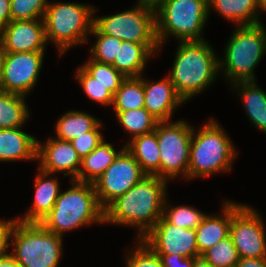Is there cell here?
Returning <instances> with one entry per match:
<instances>
[{
  "label": "cell",
  "instance_id": "6da1fadb",
  "mask_svg": "<svg viewBox=\"0 0 266 267\" xmlns=\"http://www.w3.org/2000/svg\"><path fill=\"white\" fill-rule=\"evenodd\" d=\"M166 179L145 176L126 193L104 208V223L133 225L141 239L162 217L166 200Z\"/></svg>",
  "mask_w": 266,
  "mask_h": 267
},
{
  "label": "cell",
  "instance_id": "7a4b0ae2",
  "mask_svg": "<svg viewBox=\"0 0 266 267\" xmlns=\"http://www.w3.org/2000/svg\"><path fill=\"white\" fill-rule=\"evenodd\" d=\"M214 52L205 40L180 41L169 78L184 102L215 80L219 59Z\"/></svg>",
  "mask_w": 266,
  "mask_h": 267
},
{
  "label": "cell",
  "instance_id": "3957f363",
  "mask_svg": "<svg viewBox=\"0 0 266 267\" xmlns=\"http://www.w3.org/2000/svg\"><path fill=\"white\" fill-rule=\"evenodd\" d=\"M71 182L73 187L59 193L54 207L40 223L59 236L91 223H104V209L98 203L94 184Z\"/></svg>",
  "mask_w": 266,
  "mask_h": 267
},
{
  "label": "cell",
  "instance_id": "277c9868",
  "mask_svg": "<svg viewBox=\"0 0 266 267\" xmlns=\"http://www.w3.org/2000/svg\"><path fill=\"white\" fill-rule=\"evenodd\" d=\"M194 131L190 142L188 180L230 171L237 154L232 141L216 120L210 119L197 133Z\"/></svg>",
  "mask_w": 266,
  "mask_h": 267
},
{
  "label": "cell",
  "instance_id": "5b68a950",
  "mask_svg": "<svg viewBox=\"0 0 266 267\" xmlns=\"http://www.w3.org/2000/svg\"><path fill=\"white\" fill-rule=\"evenodd\" d=\"M156 37L160 47L169 35L180 41H201L209 16L208 0H161L155 7Z\"/></svg>",
  "mask_w": 266,
  "mask_h": 267
},
{
  "label": "cell",
  "instance_id": "8992f818",
  "mask_svg": "<svg viewBox=\"0 0 266 267\" xmlns=\"http://www.w3.org/2000/svg\"><path fill=\"white\" fill-rule=\"evenodd\" d=\"M13 237V238H12ZM62 237L46 230L40 223L10 220V254L20 267H57L62 256Z\"/></svg>",
  "mask_w": 266,
  "mask_h": 267
},
{
  "label": "cell",
  "instance_id": "52a82bcc",
  "mask_svg": "<svg viewBox=\"0 0 266 267\" xmlns=\"http://www.w3.org/2000/svg\"><path fill=\"white\" fill-rule=\"evenodd\" d=\"M95 11L94 7L85 4L49 3L44 16L47 42L53 41L60 55L73 45L88 42Z\"/></svg>",
  "mask_w": 266,
  "mask_h": 267
},
{
  "label": "cell",
  "instance_id": "ba28073f",
  "mask_svg": "<svg viewBox=\"0 0 266 267\" xmlns=\"http://www.w3.org/2000/svg\"><path fill=\"white\" fill-rule=\"evenodd\" d=\"M265 51L266 31L262 23L237 26L226 45L224 60H219V71L225 70L233 84L255 81L254 69Z\"/></svg>",
  "mask_w": 266,
  "mask_h": 267
},
{
  "label": "cell",
  "instance_id": "9c48e42d",
  "mask_svg": "<svg viewBox=\"0 0 266 267\" xmlns=\"http://www.w3.org/2000/svg\"><path fill=\"white\" fill-rule=\"evenodd\" d=\"M154 132L160 151V178L175 179L182 173L187 180L193 127L181 120L163 121Z\"/></svg>",
  "mask_w": 266,
  "mask_h": 267
},
{
  "label": "cell",
  "instance_id": "30bf717a",
  "mask_svg": "<svg viewBox=\"0 0 266 267\" xmlns=\"http://www.w3.org/2000/svg\"><path fill=\"white\" fill-rule=\"evenodd\" d=\"M94 25L108 36L142 45H159L156 37L155 8L138 3L131 10L94 18Z\"/></svg>",
  "mask_w": 266,
  "mask_h": 267
},
{
  "label": "cell",
  "instance_id": "8fae6325",
  "mask_svg": "<svg viewBox=\"0 0 266 267\" xmlns=\"http://www.w3.org/2000/svg\"><path fill=\"white\" fill-rule=\"evenodd\" d=\"M230 237L239 258H266V234L261 216L248 205L232 203Z\"/></svg>",
  "mask_w": 266,
  "mask_h": 267
},
{
  "label": "cell",
  "instance_id": "7c38bea8",
  "mask_svg": "<svg viewBox=\"0 0 266 267\" xmlns=\"http://www.w3.org/2000/svg\"><path fill=\"white\" fill-rule=\"evenodd\" d=\"M147 176L134 157L124 148L94 183L98 203L104 209L118 196Z\"/></svg>",
  "mask_w": 266,
  "mask_h": 267
},
{
  "label": "cell",
  "instance_id": "4fadbf2b",
  "mask_svg": "<svg viewBox=\"0 0 266 267\" xmlns=\"http://www.w3.org/2000/svg\"><path fill=\"white\" fill-rule=\"evenodd\" d=\"M44 52L5 53L0 90L26 96L38 80Z\"/></svg>",
  "mask_w": 266,
  "mask_h": 267
},
{
  "label": "cell",
  "instance_id": "5bb4252c",
  "mask_svg": "<svg viewBox=\"0 0 266 267\" xmlns=\"http://www.w3.org/2000/svg\"><path fill=\"white\" fill-rule=\"evenodd\" d=\"M141 240L157 255L178 254L184 258L201 257L198 252L196 230L173 225L163 217Z\"/></svg>",
  "mask_w": 266,
  "mask_h": 267
},
{
  "label": "cell",
  "instance_id": "9a60e30c",
  "mask_svg": "<svg viewBox=\"0 0 266 267\" xmlns=\"http://www.w3.org/2000/svg\"><path fill=\"white\" fill-rule=\"evenodd\" d=\"M5 53L45 52L44 19L10 21L0 32Z\"/></svg>",
  "mask_w": 266,
  "mask_h": 267
},
{
  "label": "cell",
  "instance_id": "2e32d148",
  "mask_svg": "<svg viewBox=\"0 0 266 267\" xmlns=\"http://www.w3.org/2000/svg\"><path fill=\"white\" fill-rule=\"evenodd\" d=\"M47 141L42 144L37 140V160H40L39 169L49 175L56 172H64V176H71V181H77L81 158L72 143L56 137Z\"/></svg>",
  "mask_w": 266,
  "mask_h": 267
},
{
  "label": "cell",
  "instance_id": "e0dca14e",
  "mask_svg": "<svg viewBox=\"0 0 266 267\" xmlns=\"http://www.w3.org/2000/svg\"><path fill=\"white\" fill-rule=\"evenodd\" d=\"M143 79L144 108L159 122L170 121L172 113L184 100L176 92L169 76L156 83Z\"/></svg>",
  "mask_w": 266,
  "mask_h": 267
},
{
  "label": "cell",
  "instance_id": "ac0fdd59",
  "mask_svg": "<svg viewBox=\"0 0 266 267\" xmlns=\"http://www.w3.org/2000/svg\"><path fill=\"white\" fill-rule=\"evenodd\" d=\"M159 50V45H142L118 39V52L112 65L126 78L140 77L148 58Z\"/></svg>",
  "mask_w": 266,
  "mask_h": 267
},
{
  "label": "cell",
  "instance_id": "d6986e66",
  "mask_svg": "<svg viewBox=\"0 0 266 267\" xmlns=\"http://www.w3.org/2000/svg\"><path fill=\"white\" fill-rule=\"evenodd\" d=\"M49 174L39 169V174L36 176L35 181V195L34 202L27 214L23 218L16 220L23 223H41L43 219L50 213L55 205L60 188L59 182L55 178L46 179Z\"/></svg>",
  "mask_w": 266,
  "mask_h": 267
},
{
  "label": "cell",
  "instance_id": "ffe728a7",
  "mask_svg": "<svg viewBox=\"0 0 266 267\" xmlns=\"http://www.w3.org/2000/svg\"><path fill=\"white\" fill-rule=\"evenodd\" d=\"M223 214H206L196 230V241L198 252L201 256L206 250L213 247L222 239L230 234V225L232 218V202L224 201ZM222 215H224L222 217Z\"/></svg>",
  "mask_w": 266,
  "mask_h": 267
},
{
  "label": "cell",
  "instance_id": "44dd1931",
  "mask_svg": "<svg viewBox=\"0 0 266 267\" xmlns=\"http://www.w3.org/2000/svg\"><path fill=\"white\" fill-rule=\"evenodd\" d=\"M22 159H37V139L21 131V127L0 129V161Z\"/></svg>",
  "mask_w": 266,
  "mask_h": 267
},
{
  "label": "cell",
  "instance_id": "7402d4cb",
  "mask_svg": "<svg viewBox=\"0 0 266 267\" xmlns=\"http://www.w3.org/2000/svg\"><path fill=\"white\" fill-rule=\"evenodd\" d=\"M124 147L146 175L160 178V151L155 132L137 136L128 141Z\"/></svg>",
  "mask_w": 266,
  "mask_h": 267
},
{
  "label": "cell",
  "instance_id": "603a6c76",
  "mask_svg": "<svg viewBox=\"0 0 266 267\" xmlns=\"http://www.w3.org/2000/svg\"><path fill=\"white\" fill-rule=\"evenodd\" d=\"M124 148L115 151L112 144L103 140L89 155L81 160L77 181L94 184Z\"/></svg>",
  "mask_w": 266,
  "mask_h": 267
},
{
  "label": "cell",
  "instance_id": "cb8c5ba5",
  "mask_svg": "<svg viewBox=\"0 0 266 267\" xmlns=\"http://www.w3.org/2000/svg\"><path fill=\"white\" fill-rule=\"evenodd\" d=\"M217 10L221 16L238 26L260 24L259 0H208V10Z\"/></svg>",
  "mask_w": 266,
  "mask_h": 267
},
{
  "label": "cell",
  "instance_id": "d4e9b609",
  "mask_svg": "<svg viewBox=\"0 0 266 267\" xmlns=\"http://www.w3.org/2000/svg\"><path fill=\"white\" fill-rule=\"evenodd\" d=\"M233 86L239 89L238 94L241 93L245 111L252 124L266 133V93L255 81H240Z\"/></svg>",
  "mask_w": 266,
  "mask_h": 267
},
{
  "label": "cell",
  "instance_id": "484cf974",
  "mask_svg": "<svg viewBox=\"0 0 266 267\" xmlns=\"http://www.w3.org/2000/svg\"><path fill=\"white\" fill-rule=\"evenodd\" d=\"M100 121L94 116L76 110L64 113L56 123V137L66 141L80 137L82 134L92 131Z\"/></svg>",
  "mask_w": 266,
  "mask_h": 267
},
{
  "label": "cell",
  "instance_id": "4316f807",
  "mask_svg": "<svg viewBox=\"0 0 266 267\" xmlns=\"http://www.w3.org/2000/svg\"><path fill=\"white\" fill-rule=\"evenodd\" d=\"M25 96L0 90V129L22 127L29 117Z\"/></svg>",
  "mask_w": 266,
  "mask_h": 267
},
{
  "label": "cell",
  "instance_id": "83f0119b",
  "mask_svg": "<svg viewBox=\"0 0 266 267\" xmlns=\"http://www.w3.org/2000/svg\"><path fill=\"white\" fill-rule=\"evenodd\" d=\"M112 105L115 111H127L143 108V76L127 77L113 95Z\"/></svg>",
  "mask_w": 266,
  "mask_h": 267
},
{
  "label": "cell",
  "instance_id": "f1b7e54d",
  "mask_svg": "<svg viewBox=\"0 0 266 267\" xmlns=\"http://www.w3.org/2000/svg\"><path fill=\"white\" fill-rule=\"evenodd\" d=\"M115 113L121 126L132 134L131 139L154 132L159 122L144 107L127 111H115Z\"/></svg>",
  "mask_w": 266,
  "mask_h": 267
},
{
  "label": "cell",
  "instance_id": "f546056e",
  "mask_svg": "<svg viewBox=\"0 0 266 267\" xmlns=\"http://www.w3.org/2000/svg\"><path fill=\"white\" fill-rule=\"evenodd\" d=\"M81 67L94 79L96 82L105 86L113 95L116 93L126 77L120 73L113 65L101 63L90 59Z\"/></svg>",
  "mask_w": 266,
  "mask_h": 267
},
{
  "label": "cell",
  "instance_id": "4dcf8cb0",
  "mask_svg": "<svg viewBox=\"0 0 266 267\" xmlns=\"http://www.w3.org/2000/svg\"><path fill=\"white\" fill-rule=\"evenodd\" d=\"M201 258L213 267H236L239 255L229 235L206 250Z\"/></svg>",
  "mask_w": 266,
  "mask_h": 267
},
{
  "label": "cell",
  "instance_id": "1f68e13d",
  "mask_svg": "<svg viewBox=\"0 0 266 267\" xmlns=\"http://www.w3.org/2000/svg\"><path fill=\"white\" fill-rule=\"evenodd\" d=\"M206 214L188 206H168L165 200L162 217L173 225L185 229H196Z\"/></svg>",
  "mask_w": 266,
  "mask_h": 267
},
{
  "label": "cell",
  "instance_id": "d6a6232c",
  "mask_svg": "<svg viewBox=\"0 0 266 267\" xmlns=\"http://www.w3.org/2000/svg\"><path fill=\"white\" fill-rule=\"evenodd\" d=\"M91 33L97 37L90 50L91 59L112 65L118 52V38L103 34L95 25Z\"/></svg>",
  "mask_w": 266,
  "mask_h": 267
},
{
  "label": "cell",
  "instance_id": "836d02e7",
  "mask_svg": "<svg viewBox=\"0 0 266 267\" xmlns=\"http://www.w3.org/2000/svg\"><path fill=\"white\" fill-rule=\"evenodd\" d=\"M47 0H10L11 21L44 19Z\"/></svg>",
  "mask_w": 266,
  "mask_h": 267
},
{
  "label": "cell",
  "instance_id": "e575fe53",
  "mask_svg": "<svg viewBox=\"0 0 266 267\" xmlns=\"http://www.w3.org/2000/svg\"><path fill=\"white\" fill-rule=\"evenodd\" d=\"M75 76L89 98L102 105H112L113 94L105 86L96 82V79L90 76L81 66Z\"/></svg>",
  "mask_w": 266,
  "mask_h": 267
},
{
  "label": "cell",
  "instance_id": "d590c367",
  "mask_svg": "<svg viewBox=\"0 0 266 267\" xmlns=\"http://www.w3.org/2000/svg\"><path fill=\"white\" fill-rule=\"evenodd\" d=\"M127 267H163L160 257L141 239L131 255L126 256Z\"/></svg>",
  "mask_w": 266,
  "mask_h": 267
},
{
  "label": "cell",
  "instance_id": "8d00e7d4",
  "mask_svg": "<svg viewBox=\"0 0 266 267\" xmlns=\"http://www.w3.org/2000/svg\"><path fill=\"white\" fill-rule=\"evenodd\" d=\"M102 127L100 122L92 131L82 134L70 141L77 151L81 160L89 155L103 140L102 133L99 129Z\"/></svg>",
  "mask_w": 266,
  "mask_h": 267
},
{
  "label": "cell",
  "instance_id": "74e56055",
  "mask_svg": "<svg viewBox=\"0 0 266 267\" xmlns=\"http://www.w3.org/2000/svg\"><path fill=\"white\" fill-rule=\"evenodd\" d=\"M161 259L163 267H193L194 262L200 257L184 258L178 254L158 255Z\"/></svg>",
  "mask_w": 266,
  "mask_h": 267
},
{
  "label": "cell",
  "instance_id": "f35d334b",
  "mask_svg": "<svg viewBox=\"0 0 266 267\" xmlns=\"http://www.w3.org/2000/svg\"><path fill=\"white\" fill-rule=\"evenodd\" d=\"M10 220H0V260L3 259L8 253L7 249L10 245L9 242Z\"/></svg>",
  "mask_w": 266,
  "mask_h": 267
},
{
  "label": "cell",
  "instance_id": "ab89813d",
  "mask_svg": "<svg viewBox=\"0 0 266 267\" xmlns=\"http://www.w3.org/2000/svg\"><path fill=\"white\" fill-rule=\"evenodd\" d=\"M11 21L10 0H0V32Z\"/></svg>",
  "mask_w": 266,
  "mask_h": 267
},
{
  "label": "cell",
  "instance_id": "60d3db41",
  "mask_svg": "<svg viewBox=\"0 0 266 267\" xmlns=\"http://www.w3.org/2000/svg\"><path fill=\"white\" fill-rule=\"evenodd\" d=\"M236 267H266V258H239Z\"/></svg>",
  "mask_w": 266,
  "mask_h": 267
},
{
  "label": "cell",
  "instance_id": "b9f144b4",
  "mask_svg": "<svg viewBox=\"0 0 266 267\" xmlns=\"http://www.w3.org/2000/svg\"><path fill=\"white\" fill-rule=\"evenodd\" d=\"M0 267H20V265L10 254H7L0 260Z\"/></svg>",
  "mask_w": 266,
  "mask_h": 267
},
{
  "label": "cell",
  "instance_id": "7bdbcfd3",
  "mask_svg": "<svg viewBox=\"0 0 266 267\" xmlns=\"http://www.w3.org/2000/svg\"><path fill=\"white\" fill-rule=\"evenodd\" d=\"M4 56H5V50H4L2 41L0 39V81H1V74H2V66H3Z\"/></svg>",
  "mask_w": 266,
  "mask_h": 267
},
{
  "label": "cell",
  "instance_id": "ee69618b",
  "mask_svg": "<svg viewBox=\"0 0 266 267\" xmlns=\"http://www.w3.org/2000/svg\"><path fill=\"white\" fill-rule=\"evenodd\" d=\"M193 267H213L212 265H210L209 263L205 262L201 257L197 258L194 262V266Z\"/></svg>",
  "mask_w": 266,
  "mask_h": 267
},
{
  "label": "cell",
  "instance_id": "f6af8a7d",
  "mask_svg": "<svg viewBox=\"0 0 266 267\" xmlns=\"http://www.w3.org/2000/svg\"><path fill=\"white\" fill-rule=\"evenodd\" d=\"M161 0H138V3L148 4L152 6H156Z\"/></svg>",
  "mask_w": 266,
  "mask_h": 267
},
{
  "label": "cell",
  "instance_id": "bcb514c9",
  "mask_svg": "<svg viewBox=\"0 0 266 267\" xmlns=\"http://www.w3.org/2000/svg\"><path fill=\"white\" fill-rule=\"evenodd\" d=\"M266 12V0H259V10Z\"/></svg>",
  "mask_w": 266,
  "mask_h": 267
}]
</instances>
